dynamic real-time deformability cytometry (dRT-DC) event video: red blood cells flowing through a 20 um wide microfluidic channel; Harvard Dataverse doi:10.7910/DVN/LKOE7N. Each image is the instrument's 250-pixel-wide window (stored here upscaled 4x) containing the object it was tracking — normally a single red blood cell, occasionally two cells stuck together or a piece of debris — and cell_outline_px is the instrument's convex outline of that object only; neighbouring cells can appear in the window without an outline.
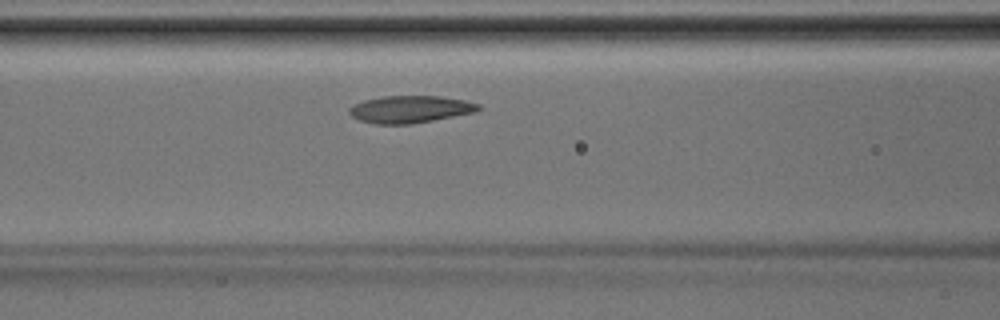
{"species": "Egyptian fruit bat (a non-hibernating species)", "species_latin": "Rousettus aegyptiacus", "temperature_condition": "room temperature", "stored_images_in_passage": 31, "camera_frame_rate_fps": 3000, "um_per_image_px": 0.085, "animal": {"sex": "male"}, "frame": {"image": 1, "passage_image": 9, "time_ms": 2.667, "image_size_px": [1000, 320], "cell_outline_px": [[480, 108], [476, 112], [412, 124], [376, 124], [360, 120], [352, 116], [348, 112], [348, 108], [364, 100], [384, 96], [440, 96], [464, 100], [480, 104]], "centroid_in_image_um": [34.87, 9.29], "position_along_channel_um": 131.7, "area_um2": 20.4}}
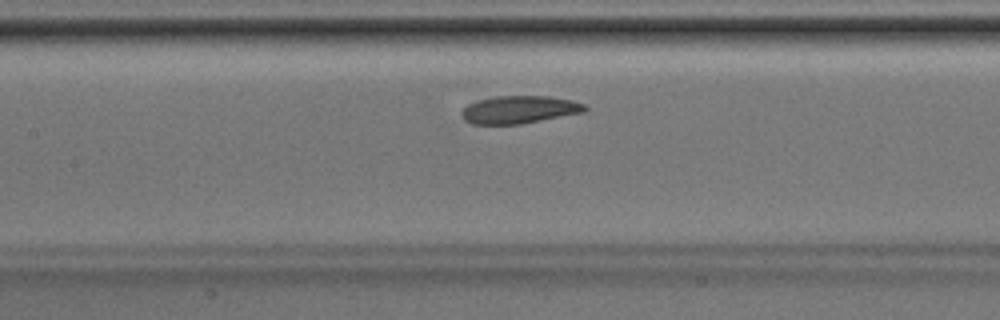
{"frame": {"image": 2, "passage_image": 11, "time_ms": 3.333, "image_size_px": [1000, 320], "cell_outline_px": [[588, 108], [584, 112], [520, 124], [472, 124], [464, 120], [460, 116], [460, 112], [468, 104], [476, 100], [492, 96], [548, 96], [572, 100], [584, 104]], "centroid_in_image_um": [44.09, 9.31], "position_along_channel_um": 163.3, "area_um2": 20.0}}
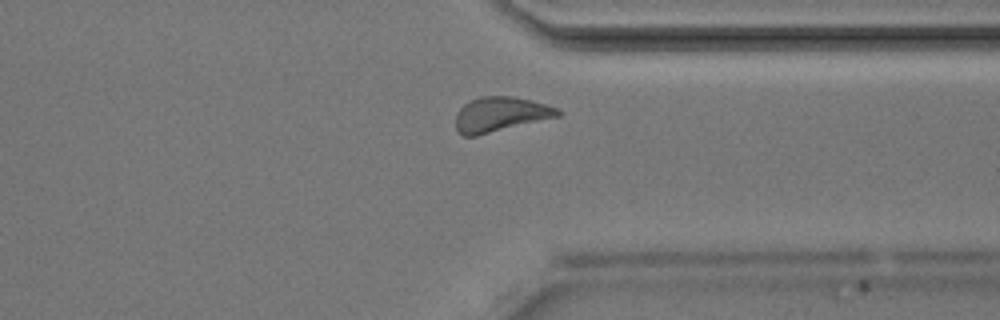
{"frame": {"image": 3, "passage_image": 24, "time_ms": 7.667, "image_size_px": [1000, 320], "cell_outline_px": [[564, 112], [560, 116], [476, 136], [464, 136], [456, 132], [456, 112], [464, 104], [480, 96], [516, 96], [532, 100], [560, 108]], "centroid_in_image_um": [42.56, 9.71], "position_along_channel_um": 368.8, "area_um2": 20.98}}